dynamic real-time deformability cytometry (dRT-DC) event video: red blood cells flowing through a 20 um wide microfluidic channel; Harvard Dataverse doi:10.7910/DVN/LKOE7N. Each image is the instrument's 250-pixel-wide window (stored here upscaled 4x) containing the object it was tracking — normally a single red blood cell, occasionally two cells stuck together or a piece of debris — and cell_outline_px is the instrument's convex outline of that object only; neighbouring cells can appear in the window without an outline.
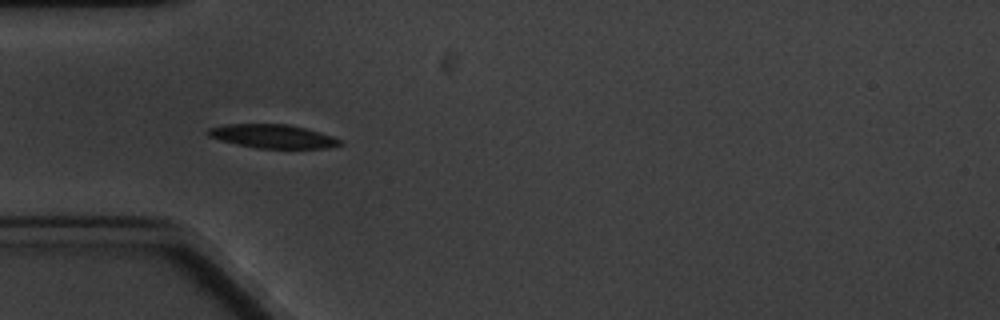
{"species": "common noctule bat (a hibernating species)", "species_latin": "Nyctalus noctula", "temperature_condition": "cold", "stored_images_in_passage": 9, "camera_frame_rate_fps": 3000, "um_per_image_px": 0.085, "animal": {"sex": "male", "body_mass_g": 20.1, "forearm_length_mm": 53.5}, "frame": {"image": 1, "passage_image": 6, "time_ms": 5.667, "image_size_px": [1000, 320], "cell_outline_px": [[344, 144], [332, 148], [256, 148], [236, 144], [220, 140], [208, 136], [204, 132], [208, 128], [228, 124], [288, 124], [320, 132], [344, 140]], "centroid_in_image_um": [23.21, 11.59], "position_along_channel_um": 61.8, "area_um2": 18.38}}